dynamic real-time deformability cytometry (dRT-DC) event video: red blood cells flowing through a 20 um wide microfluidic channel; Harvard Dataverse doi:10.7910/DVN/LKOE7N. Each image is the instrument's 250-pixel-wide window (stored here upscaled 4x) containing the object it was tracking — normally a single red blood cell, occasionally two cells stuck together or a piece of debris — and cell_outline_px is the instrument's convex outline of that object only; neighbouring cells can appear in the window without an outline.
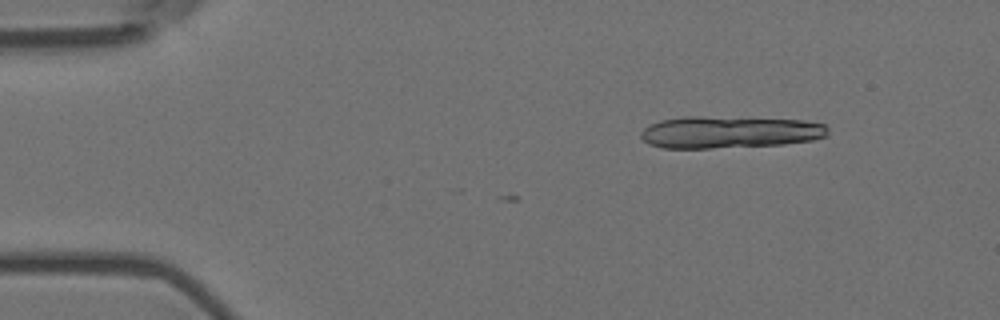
{"species": "Egyptian fruit bat (a non-hibernating species)", "species_latin": "Rousettus aegyptiacus", "temperature_condition": "room temperature", "stored_images_in_passage": 3, "camera_frame_rate_fps": 3000, "um_per_image_px": 0.085, "animal": {"sex": "female"}, "frame": {"image": 1, "passage_image": 3, "time_ms": 0.667, "image_size_px": [1000, 320], "cell_outline_px": [[828, 136], [812, 140], [784, 144], [712, 148], [664, 148], [648, 144], [640, 136], [640, 132], [648, 124], [660, 120], [684, 116], [700, 116], [804, 120], [824, 124], [828, 128]], "centroid_in_image_um": [61.98, 11.23], "position_along_channel_um": 23.0, "area_um2": 35.14}}